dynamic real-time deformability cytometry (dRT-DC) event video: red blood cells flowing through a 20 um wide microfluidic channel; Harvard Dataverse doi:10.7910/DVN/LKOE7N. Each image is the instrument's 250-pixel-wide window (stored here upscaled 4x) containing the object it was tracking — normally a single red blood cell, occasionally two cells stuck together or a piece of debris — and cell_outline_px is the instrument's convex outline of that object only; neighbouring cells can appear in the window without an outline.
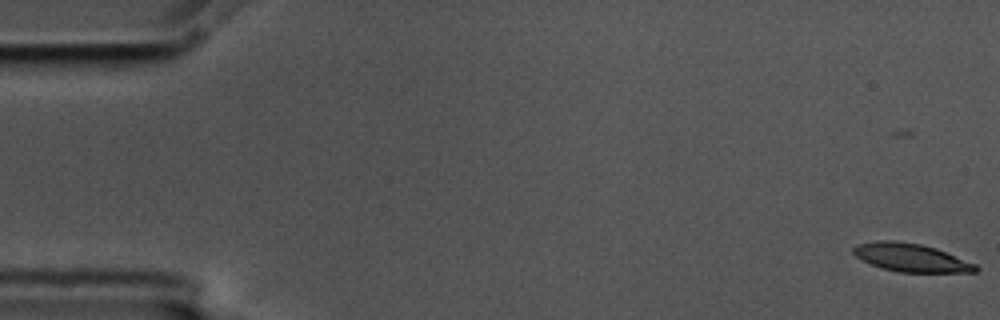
{"species": "common noctule bat (a hibernating species)", "species_latin": "Nyctalus noctula", "temperature_condition": "cold", "stored_images_in_passage": 12, "camera_frame_rate_fps": 3000, "um_per_image_px": 0.085, "animal": {"sex": "male", "body_mass_g": 17.5, "forearm_length_mm": 52.3}, "frame": {"image": 1, "passage_image": 2, "time_ms": 0.333, "image_size_px": [1000, 320], "cell_outline_px": [[980, 268], [976, 272], [900, 272], [884, 268], [872, 264], [856, 256], [852, 252], [852, 248], [856, 244], [876, 240], [896, 240], [920, 244], [936, 248], [976, 264]], "centroid_in_image_um": [77.43, 21.88], "position_along_channel_um": 7.6, "area_um2": 20.0}}